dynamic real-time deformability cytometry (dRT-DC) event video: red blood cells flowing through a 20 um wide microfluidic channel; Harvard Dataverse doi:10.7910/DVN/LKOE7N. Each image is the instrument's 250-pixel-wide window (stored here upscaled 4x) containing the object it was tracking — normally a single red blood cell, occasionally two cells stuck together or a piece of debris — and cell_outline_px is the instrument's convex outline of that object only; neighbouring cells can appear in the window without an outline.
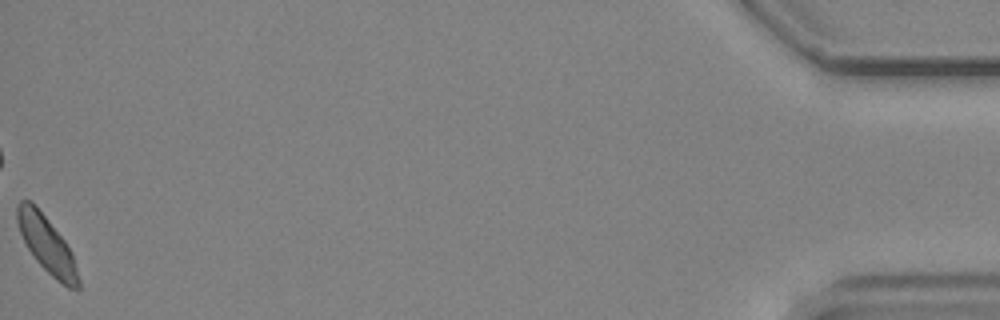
{"species": "common noctule bat (a hibernating species)", "species_latin": "Nyctalus noctula", "temperature_condition": "cold", "stored_images_in_passage": 51, "camera_frame_rate_fps": 3000, "um_per_image_px": 0.085, "animal": {"sex": "male", "body_mass_g": 19.2, "forearm_length_mm": 51.8}, "frame": {"image": 1, "passage_image": 51, "time_ms": 16.667, "image_size_px": [1000, 320], "cell_outline_px": [[80, 288], [68, 288], [56, 280], [36, 260], [28, 248], [20, 232], [16, 220], [16, 204], [20, 200], [32, 200], [64, 240], [72, 252], [80, 280]], "centroid_in_image_um": [3.97, 20.77], "position_along_channel_um": 431.2, "area_um2": 20.06}, "authors_computed_cell_mechanics": {"area_um2": 20.5768, "velocity_mm_per_s": 3.7501, "shape_relaxation_time_tau1_ms": 4.0708, "shape_relaxation_time_tau2_ms": null, "deformation_change_tau1": 0.0807, "deformation_change_tau2": null}}